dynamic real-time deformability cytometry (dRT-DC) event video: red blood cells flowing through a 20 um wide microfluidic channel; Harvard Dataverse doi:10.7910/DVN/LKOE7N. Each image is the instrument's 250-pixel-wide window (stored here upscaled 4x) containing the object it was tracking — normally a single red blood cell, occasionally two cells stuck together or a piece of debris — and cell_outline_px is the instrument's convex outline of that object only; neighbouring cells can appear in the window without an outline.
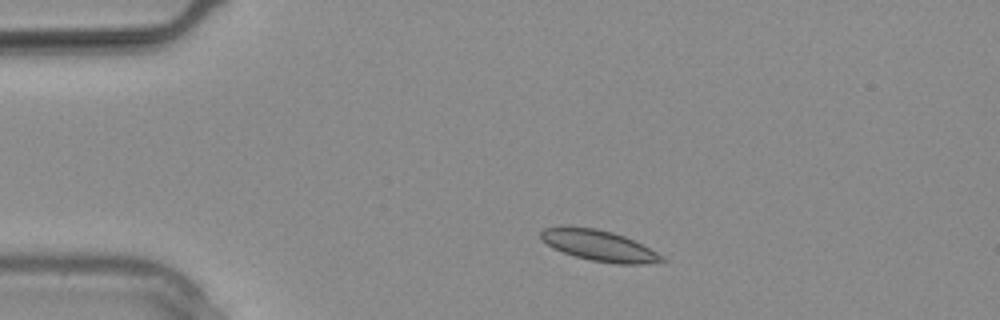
{"species": "common noctule bat (a hibernating species)", "species_latin": "Nyctalus noctula", "temperature_condition": "warm", "stored_images_in_passage": 10, "camera_frame_rate_fps": 3000, "um_per_image_px": 0.085, "animal": {"sex": "male", "body_mass_g": 20.4}, "frame": {"image": 1, "passage_image": 4, "time_ms": 1.0, "image_size_px": [1000, 320], "cell_outline_px": [[668, 260], [640, 264], [616, 264], [592, 260], [576, 256], [552, 248], [540, 240], [540, 232], [544, 228], [568, 224], [596, 228], [612, 232], [624, 236], [664, 256]], "centroid_in_image_um": [50.83, 20.84], "position_along_channel_um": 34.2, "area_um2": 21.91}}
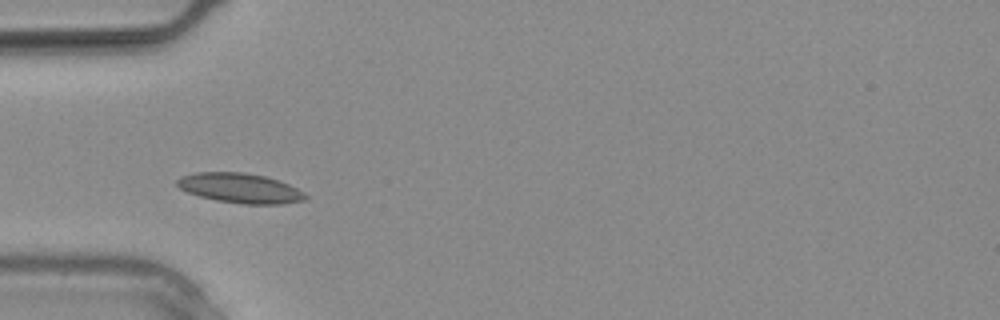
{"frame": {"image": 2, "passage_image": 7, "time_ms": 2.0, "image_size_px": [1000, 320], "cell_outline_px": [[308, 200], [280, 204], [244, 204], [216, 200], [200, 196], [188, 192], [180, 188], [176, 184], [176, 180], [180, 176], [196, 172], [244, 172], [264, 176], [288, 184], [304, 192], [308, 196]], "centroid_in_image_um": [20.41, 15.99], "position_along_channel_um": 64.6, "area_um2": 22.25}}